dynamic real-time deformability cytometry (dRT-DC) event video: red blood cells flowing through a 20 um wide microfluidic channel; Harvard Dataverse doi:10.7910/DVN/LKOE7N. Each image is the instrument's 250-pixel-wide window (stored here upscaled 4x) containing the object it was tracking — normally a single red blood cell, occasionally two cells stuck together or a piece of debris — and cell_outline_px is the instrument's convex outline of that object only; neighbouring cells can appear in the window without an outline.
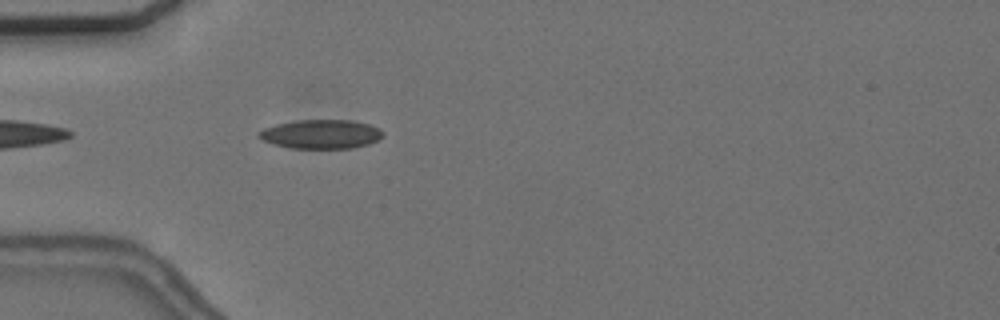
{"species": "common noctule bat (a hibernating species)", "species_latin": "Nyctalus noctula", "temperature_condition": "cold", "stored_images_in_passage": 4, "camera_frame_rate_fps": 3000, "um_per_image_px": 0.085, "animal": {"sex": "female", "body_mass_g": 24.6, "forearm_length_mm": 56.2}, "frame": {"image": 1, "passage_image": 4, "time_ms": 3.667, "image_size_px": [1000, 320], "cell_outline_px": [[384, 136], [368, 144], [352, 148], [292, 148], [276, 144], [264, 140], [256, 136], [264, 128], [276, 124], [296, 120], [352, 120], [368, 124], [380, 128], [384, 132]], "centroid_in_image_um": [27.32, 11.39], "position_along_channel_um": 57.7, "area_um2": 20.87}}